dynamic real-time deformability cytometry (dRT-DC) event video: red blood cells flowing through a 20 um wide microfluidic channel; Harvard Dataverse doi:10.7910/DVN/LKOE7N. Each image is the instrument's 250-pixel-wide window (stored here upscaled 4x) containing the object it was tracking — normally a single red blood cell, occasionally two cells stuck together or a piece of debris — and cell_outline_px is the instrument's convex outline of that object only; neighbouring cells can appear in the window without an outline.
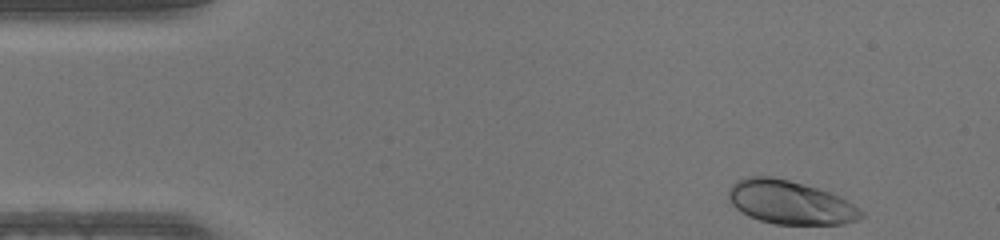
{"species": "human", "species_latin": "Homo sapiens", "temperature_condition": "warm", "stored_images_in_passage": 43, "camera_frame_rate_fps": 3000, "um_per_image_px": 0.085, "donor": {"sex": "male"}, "frame": {"image": 1, "passage_image": 1, "time_ms": 0.0, "image_size_px": [1000, 240], "cell_outline_px": [[864, 216], [856, 220], [844, 224], [776, 224], [760, 220], [748, 216], [740, 212], [728, 200], [728, 188], [736, 180], [748, 176], [772, 176], [788, 180], [816, 188], [840, 196], [860, 208], [864, 212]], "centroid_in_image_um": [67.14, 17.2], "position_along_channel_um": 17.9, "area_um2": 33.76}}
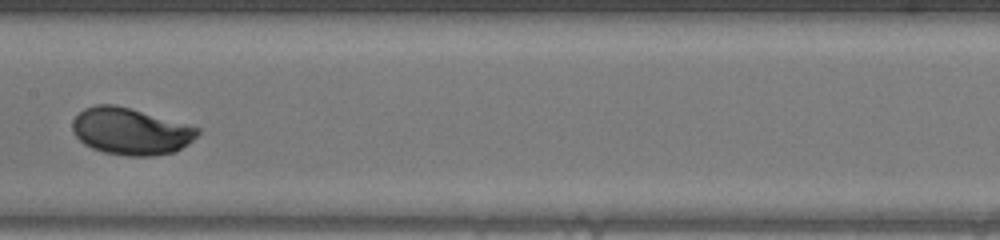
{"frame": {"image": 2, "passage_image": 20, "time_ms": 6.333, "image_size_px": [1000, 240], "cell_outline_px": [[200, 132], [188, 144], [176, 152], [152, 156], [128, 156], [104, 152], [92, 148], [84, 144], [72, 132], [72, 120], [84, 108], [96, 104], [112, 104], [128, 108], [200, 128]], "centroid_in_image_um": [11.08, 11.17], "position_along_channel_um": 196.3, "area_um2": 33.93}}
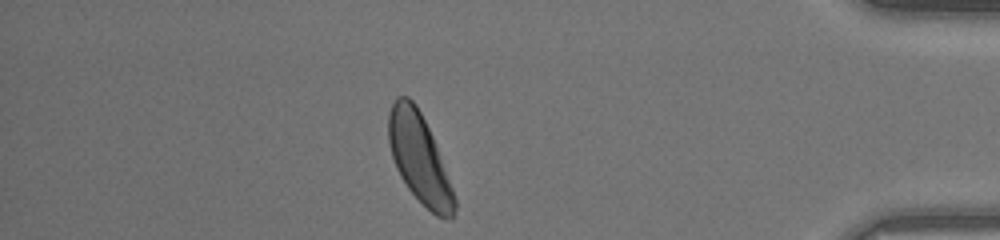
{"frame": {"image": 3, "passage_image": 37, "time_ms": 12.0, "image_size_px": [1000, 240], "cell_outline_px": [[456, 208], [452, 220], [436, 216], [408, 188], [400, 176], [396, 168], [392, 156], [388, 140], [388, 112], [396, 96], [408, 96], [416, 104], [432, 136], [452, 188], [456, 200]], "centroid_in_image_um": [35.62, 13.44], "position_along_channel_um": 399.6, "area_um2": 33.7}}